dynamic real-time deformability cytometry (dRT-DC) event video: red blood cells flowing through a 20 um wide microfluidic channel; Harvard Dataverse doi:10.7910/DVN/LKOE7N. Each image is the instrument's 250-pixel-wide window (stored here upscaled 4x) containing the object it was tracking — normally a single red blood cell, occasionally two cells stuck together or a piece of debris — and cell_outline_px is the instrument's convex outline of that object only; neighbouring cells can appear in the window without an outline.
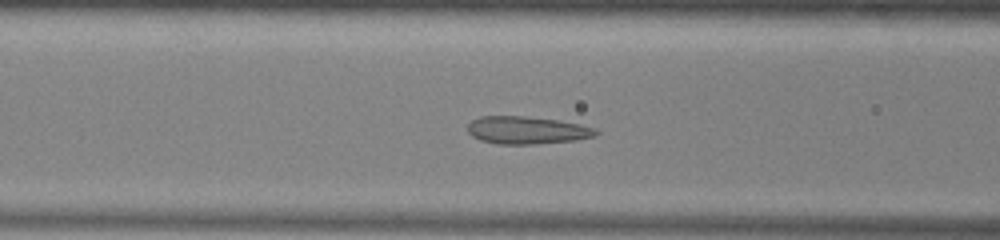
{"species": "common noctule bat (a hibernating species)", "species_latin": "Nyctalus noctula", "temperature_condition": "warm", "stored_images_in_passage": 48, "camera_frame_rate_fps": 3000, "um_per_image_px": 0.085, "animal": {"sex": "male", "body_mass_g": 13.0, "forearm_length_mm": 53.1}, "frame": {"image": 1, "passage_image": 15, "time_ms": 4.667, "image_size_px": [1000, 240], "cell_outline_px": [[600, 132], [596, 136], [576, 140], [536, 144], [496, 144], [480, 140], [472, 136], [468, 132], [468, 124], [472, 120], [480, 116], [524, 116], [560, 120], [580, 124], [592, 128]], "centroid_in_image_um": [44.78, 11.07], "position_along_channel_um": 121.8, "area_um2": 20.75}}
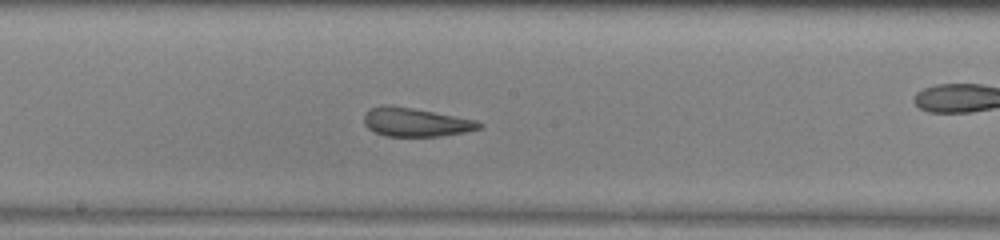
{"frame": {"image": 2, "passage_image": 22, "time_ms": 7.0, "image_size_px": [1000, 240], "cell_outline_px": [[484, 128], [464, 132], [440, 136], [384, 136], [368, 128], [364, 124], [364, 112], [368, 108], [384, 104], [392, 104], [476, 120], [484, 124]], "centroid_in_image_um": [35.31, 10.37], "position_along_channel_um": 212.9, "area_um2": 19.48}}
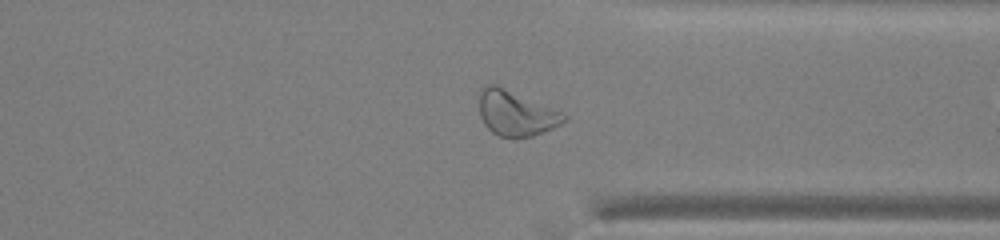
{"frame": {"image": 3, "passage_image": 34, "time_ms": 11.0, "image_size_px": [1000, 240], "cell_outline_px": [[568, 120], [552, 128], [532, 136], [516, 140], [500, 136], [492, 132], [484, 124], [480, 116], [480, 88], [484, 84], [496, 84], [560, 112], [568, 116]], "centroid_in_image_um": [43.82, 9.65], "position_along_channel_um": 367.6, "area_um2": 22.25}, "authors_computed_cell_mechanics": {"area_um2": 22.6576, "velocity_mm_per_s": 3.9108, "shape_relaxation_time_tau1_ms": null, "shape_relaxation_time_tau2_ms": 1.5608, "deformation_change_tau1": null, "deformation_change_tau2": 0.1036}}